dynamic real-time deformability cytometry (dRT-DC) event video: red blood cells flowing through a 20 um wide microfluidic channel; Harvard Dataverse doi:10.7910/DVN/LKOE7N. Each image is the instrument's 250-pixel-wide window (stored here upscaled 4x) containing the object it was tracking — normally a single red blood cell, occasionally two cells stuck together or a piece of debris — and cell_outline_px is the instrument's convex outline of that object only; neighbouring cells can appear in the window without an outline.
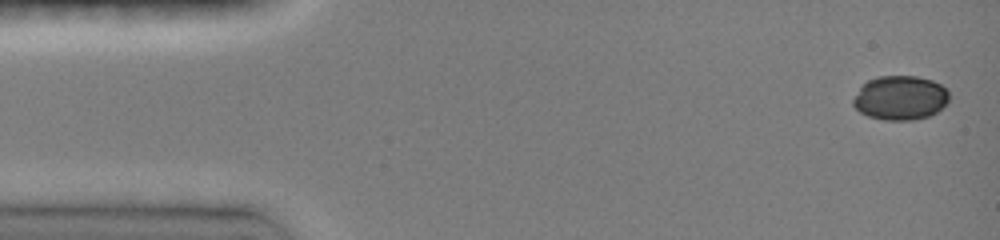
{"species": "common noctule bat (a hibernating species)", "species_latin": "Nyctalus noctula", "temperature_condition": "room temperature", "stored_images_in_passage": 25, "camera_frame_rate_fps": 3000, "um_per_image_px": 0.085, "animal": {"sex": "female", "body_mass_g": 19.0, "forearm_length_mm": 51.5}, "frame": {"image": 1, "passage_image": 1, "time_ms": 0.0, "image_size_px": [1000, 240], "cell_outline_px": [[948, 100], [936, 112], [928, 116], [912, 120], [884, 120], [868, 116], [860, 112], [852, 104], [852, 100], [860, 88], [868, 80], [876, 76], [916, 76], [932, 80], [940, 84], [948, 92]], "centroid_in_image_um": [76.49, 8.31], "position_along_channel_um": 8.5, "area_um2": 24.57}}
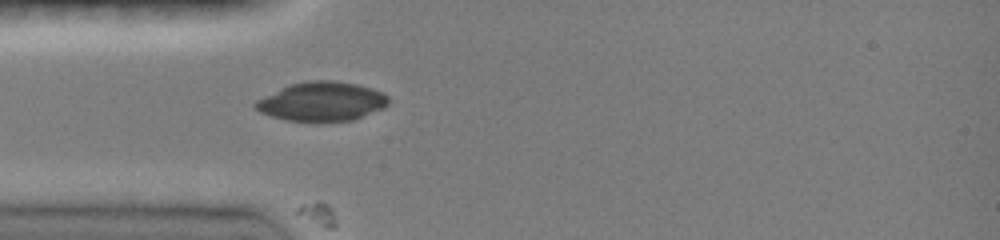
{"frame": {"image": 2, "passage_image": 9, "time_ms": 4.0, "image_size_px": [1000, 240], "cell_outline_px": [[388, 104], [384, 108], [352, 120], [316, 124], [284, 120], [260, 112], [252, 104], [256, 100], [280, 88], [304, 80], [332, 80], [356, 84], [372, 88], [384, 92], [388, 96]], "centroid_in_image_um": [27.35, 8.65], "position_along_channel_um": 57.7, "area_um2": 31.04}}